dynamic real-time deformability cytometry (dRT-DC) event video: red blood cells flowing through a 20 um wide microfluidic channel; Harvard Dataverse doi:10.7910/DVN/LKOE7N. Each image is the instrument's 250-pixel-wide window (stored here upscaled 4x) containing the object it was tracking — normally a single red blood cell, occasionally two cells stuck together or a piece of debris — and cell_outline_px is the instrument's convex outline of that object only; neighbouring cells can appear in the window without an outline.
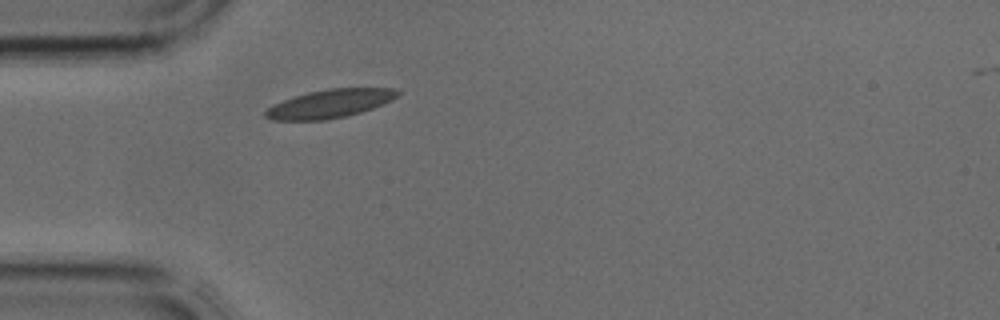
{"species": "common noctule bat (a hibernating species)", "species_latin": "Nyctalus noctula", "temperature_condition": "cold", "stored_images_in_passage": 4, "camera_frame_rate_fps": 3000, "um_per_image_px": 0.085, "animal": {"sex": "male", "body_mass_g": 17.9, "forearm_length_mm": 54.2}, "frame": {"image": 1, "passage_image": 4, "time_ms": 1.0, "image_size_px": [1000, 320], "cell_outline_px": [[400, 92], [392, 100], [372, 108], [360, 112], [344, 116], [324, 120], [272, 120], [264, 116], [264, 112], [268, 108], [284, 100], [308, 92], [328, 88], [396, 88]], "centroid_in_image_um": [28.05, 8.8], "position_along_channel_um": 57.0, "area_um2": 21.56}}